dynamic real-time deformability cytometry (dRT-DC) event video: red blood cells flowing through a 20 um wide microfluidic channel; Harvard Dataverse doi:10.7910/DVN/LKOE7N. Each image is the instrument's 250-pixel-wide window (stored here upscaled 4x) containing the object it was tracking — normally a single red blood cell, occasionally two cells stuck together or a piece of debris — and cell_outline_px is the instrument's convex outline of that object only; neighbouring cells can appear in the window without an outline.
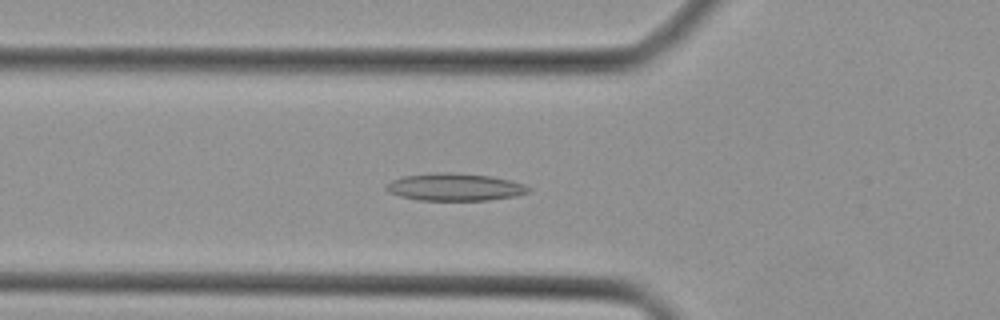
{"species": "Egyptian fruit bat (a non-hibernating species)", "species_latin": "Rousettus aegyptiacus", "temperature_condition": "cold", "stored_images_in_passage": 42, "camera_frame_rate_fps": 3000, "um_per_image_px": 0.085, "animal": {"sex": "female"}, "frame": {"image": 1, "passage_image": 14, "time_ms": 4.333, "image_size_px": [1000, 320], "cell_outline_px": [[532, 192], [516, 196], [488, 200], [420, 200], [400, 196], [388, 192], [384, 188], [392, 180], [404, 176], [436, 172], [448, 172], [488, 176], [508, 180], [524, 184], [532, 188]], "centroid_in_image_um": [38.68, 15.9], "position_along_channel_um": 87.1, "area_um2": 22.66}}
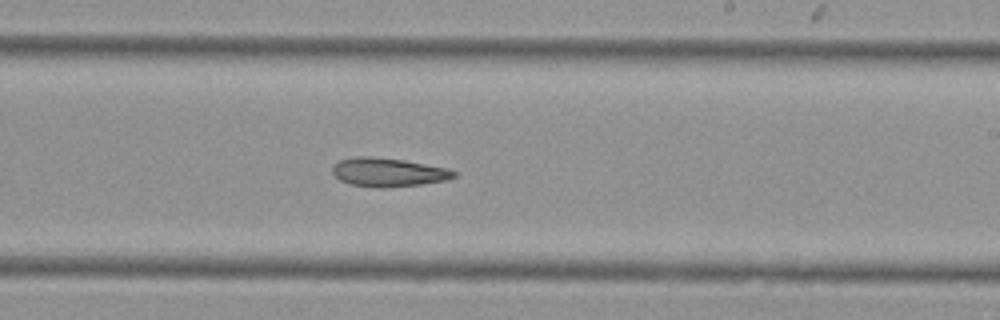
{"frame": {"image": 2, "passage_image": 25, "time_ms": 8.0, "image_size_px": [1000, 320], "cell_outline_px": [[456, 176], [444, 180], [420, 184], [384, 188], [380, 188], [348, 184], [340, 180], [332, 172], [332, 168], [340, 160], [356, 156], [368, 156], [404, 160], [448, 168], [456, 172]], "centroid_in_image_um": [32.98, 14.64], "position_along_channel_um": 256.0, "area_um2": 20.17}}
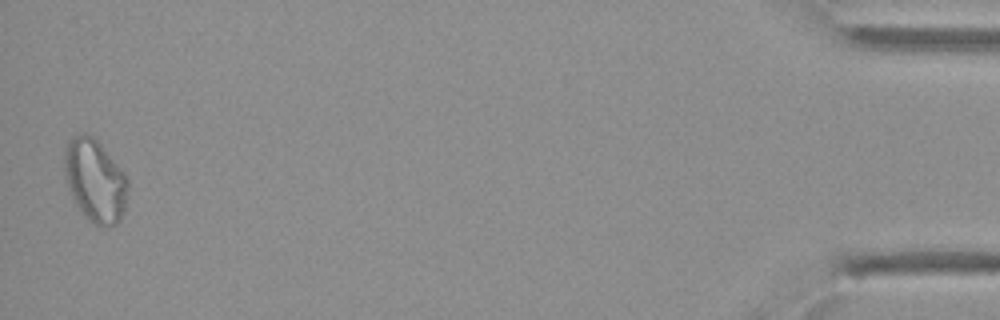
{"frame": {"image": 3, "passage_image": 42, "time_ms": 13.667, "image_size_px": [1000, 320], "cell_outline_px": [[128, 188], [124, 212], [120, 220], [116, 224], [96, 224], [84, 216], [76, 204], [68, 188], [64, 172], [64, 148], [68, 140], [72, 136], [84, 132], [92, 136], [100, 144], [116, 164], [128, 180]], "centroid_in_image_um": [8.05, 15.32], "position_along_channel_um": 427.2, "area_um2": 30.23}}